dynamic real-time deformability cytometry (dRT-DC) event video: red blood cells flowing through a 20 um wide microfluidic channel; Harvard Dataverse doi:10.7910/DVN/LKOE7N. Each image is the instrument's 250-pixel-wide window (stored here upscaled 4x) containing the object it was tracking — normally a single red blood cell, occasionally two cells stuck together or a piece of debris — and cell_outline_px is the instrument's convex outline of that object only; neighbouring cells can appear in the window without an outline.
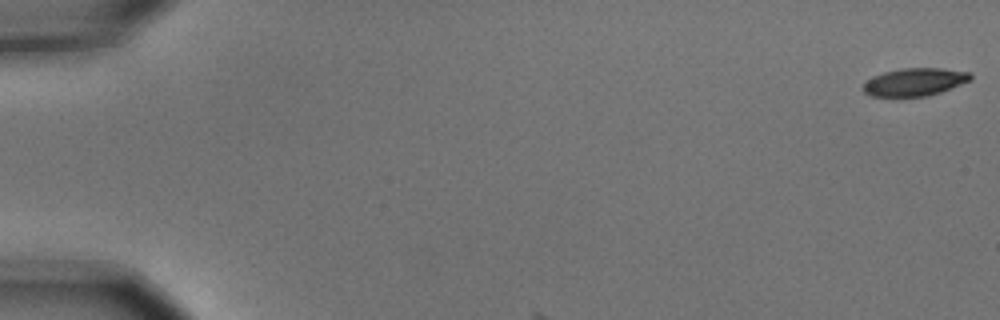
{"species": "common noctule bat (a hibernating species)", "species_latin": "Nyctalus noctula", "temperature_condition": "cold", "stored_images_in_passage": 2, "camera_frame_rate_fps": 3000, "um_per_image_px": 0.085, "animal": {"sex": "male", "body_mass_g": 15.6}, "frame": {"image": 1, "passage_image": 1, "time_ms": 0.0, "image_size_px": [1000, 320], "cell_outline_px": [[972, 80], [940, 92], [924, 96], [872, 96], [864, 92], [864, 84], [872, 76], [884, 72], [900, 68], [940, 68], [968, 72], [972, 76]], "centroid_in_image_um": [77.75, 6.96], "position_along_channel_um": 7.2, "area_um2": 17.17}}